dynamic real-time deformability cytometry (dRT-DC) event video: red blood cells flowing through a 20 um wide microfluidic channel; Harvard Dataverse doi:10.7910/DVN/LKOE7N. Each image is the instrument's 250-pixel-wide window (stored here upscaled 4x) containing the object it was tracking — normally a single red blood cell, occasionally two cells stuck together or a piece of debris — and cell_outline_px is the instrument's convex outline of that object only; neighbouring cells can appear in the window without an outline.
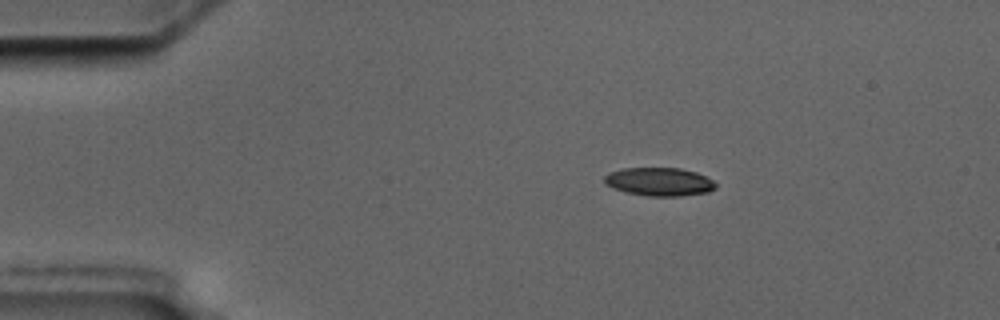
{"species": "common noctule bat (a hibernating species)", "species_latin": "Nyctalus noctula", "temperature_condition": "cold", "stored_images_in_passage": 3, "camera_frame_rate_fps": 3000, "um_per_image_px": 0.085, "animal": {"sex": "male", "body_mass_g": 17.5, "forearm_length_mm": 52.3}, "frame": {"image": 1, "passage_image": 1, "time_ms": 0.0, "image_size_px": [1000, 320], "cell_outline_px": [[716, 188], [708, 192], [680, 196], [648, 196], [624, 192], [612, 188], [604, 184], [604, 176], [608, 172], [620, 168], [680, 168], [696, 172], [712, 180], [716, 184]], "centroid_in_image_um": [55.99, 15.45], "position_along_channel_um": 29.0, "area_um2": 18.55}}